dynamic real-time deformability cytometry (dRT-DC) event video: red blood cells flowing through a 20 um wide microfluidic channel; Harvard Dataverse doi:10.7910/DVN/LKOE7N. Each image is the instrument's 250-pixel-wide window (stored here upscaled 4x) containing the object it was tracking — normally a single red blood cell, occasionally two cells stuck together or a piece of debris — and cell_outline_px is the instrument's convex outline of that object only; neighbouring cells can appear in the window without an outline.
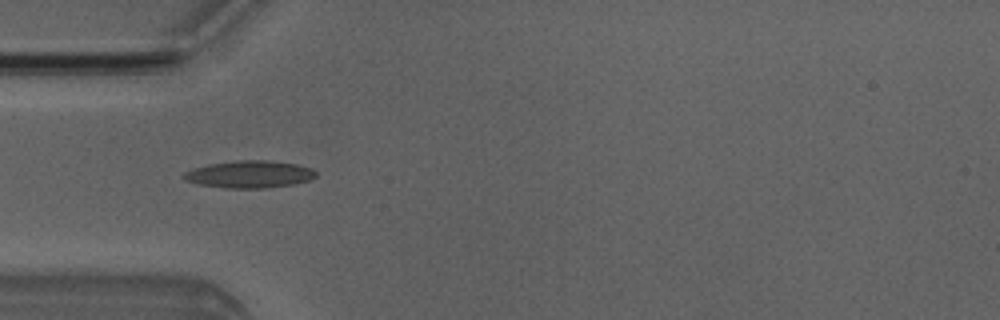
{"species": "Egyptian fruit bat (a non-hibernating species)", "species_latin": "Rousettus aegyptiacus", "temperature_condition": "room temperature", "stored_images_in_passage": 7, "camera_frame_rate_fps": 3000, "um_per_image_px": 0.085, "animal": {"sex": "male"}, "frame": {"image": 1, "passage_image": 4, "time_ms": 4.333, "image_size_px": [1000, 320], "cell_outline_px": [[316, 176], [308, 180], [292, 184], [268, 188], [224, 188], [200, 184], [184, 180], [180, 176], [184, 172], [192, 168], [208, 164], [240, 160], [264, 160], [296, 164], [312, 168], [316, 172]], "centroid_in_image_um": [21.16, 14.81], "position_along_channel_um": 63.8, "area_um2": 20.98}}